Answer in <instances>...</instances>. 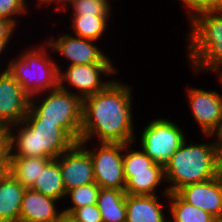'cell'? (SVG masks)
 Masks as SVG:
<instances>
[{
    "label": "cell",
    "instance_id": "1",
    "mask_svg": "<svg viewBox=\"0 0 222 222\" xmlns=\"http://www.w3.org/2000/svg\"><path fill=\"white\" fill-rule=\"evenodd\" d=\"M132 87L113 79L103 90L83 98L79 142L133 143Z\"/></svg>",
    "mask_w": 222,
    "mask_h": 222
},
{
    "label": "cell",
    "instance_id": "2",
    "mask_svg": "<svg viewBox=\"0 0 222 222\" xmlns=\"http://www.w3.org/2000/svg\"><path fill=\"white\" fill-rule=\"evenodd\" d=\"M185 140L164 166L166 183L164 195L194 183L208 181L221 174V160L215 142L187 144Z\"/></svg>",
    "mask_w": 222,
    "mask_h": 222
},
{
    "label": "cell",
    "instance_id": "3",
    "mask_svg": "<svg viewBox=\"0 0 222 222\" xmlns=\"http://www.w3.org/2000/svg\"><path fill=\"white\" fill-rule=\"evenodd\" d=\"M14 127L18 128V131ZM7 133L8 157L57 159L77 143L63 128L59 127V123L42 122V120H23L10 126Z\"/></svg>",
    "mask_w": 222,
    "mask_h": 222
},
{
    "label": "cell",
    "instance_id": "4",
    "mask_svg": "<svg viewBox=\"0 0 222 222\" xmlns=\"http://www.w3.org/2000/svg\"><path fill=\"white\" fill-rule=\"evenodd\" d=\"M190 22L188 61L198 73H222V9L203 12ZM222 75V74H221Z\"/></svg>",
    "mask_w": 222,
    "mask_h": 222
},
{
    "label": "cell",
    "instance_id": "5",
    "mask_svg": "<svg viewBox=\"0 0 222 222\" xmlns=\"http://www.w3.org/2000/svg\"><path fill=\"white\" fill-rule=\"evenodd\" d=\"M29 47L17 58L9 60L7 70L30 97H41L58 87V64L51 60L45 45Z\"/></svg>",
    "mask_w": 222,
    "mask_h": 222
},
{
    "label": "cell",
    "instance_id": "6",
    "mask_svg": "<svg viewBox=\"0 0 222 222\" xmlns=\"http://www.w3.org/2000/svg\"><path fill=\"white\" fill-rule=\"evenodd\" d=\"M43 99L30 97L28 114L24 120H42V122L59 123L76 142L80 141L82 125L83 99L59 86L48 90Z\"/></svg>",
    "mask_w": 222,
    "mask_h": 222
},
{
    "label": "cell",
    "instance_id": "7",
    "mask_svg": "<svg viewBox=\"0 0 222 222\" xmlns=\"http://www.w3.org/2000/svg\"><path fill=\"white\" fill-rule=\"evenodd\" d=\"M131 144H123L124 191L129 195H156L158 186L166 181L164 166L155 163L142 149H130Z\"/></svg>",
    "mask_w": 222,
    "mask_h": 222
},
{
    "label": "cell",
    "instance_id": "8",
    "mask_svg": "<svg viewBox=\"0 0 222 222\" xmlns=\"http://www.w3.org/2000/svg\"><path fill=\"white\" fill-rule=\"evenodd\" d=\"M186 140L185 133L174 121L157 118L141 133V148L155 163L165 166L173 153Z\"/></svg>",
    "mask_w": 222,
    "mask_h": 222
},
{
    "label": "cell",
    "instance_id": "9",
    "mask_svg": "<svg viewBox=\"0 0 222 222\" xmlns=\"http://www.w3.org/2000/svg\"><path fill=\"white\" fill-rule=\"evenodd\" d=\"M79 143L90 154L95 182L102 188L124 190L126 180L123 169V144L99 142L98 148L91 150L86 142Z\"/></svg>",
    "mask_w": 222,
    "mask_h": 222
},
{
    "label": "cell",
    "instance_id": "10",
    "mask_svg": "<svg viewBox=\"0 0 222 222\" xmlns=\"http://www.w3.org/2000/svg\"><path fill=\"white\" fill-rule=\"evenodd\" d=\"M58 71V86L83 99L103 90L112 82V80H101V75H114L118 70L113 64H80L68 66L64 72L62 68H58ZM67 83H69L71 88L75 87L77 92H73L70 88H67Z\"/></svg>",
    "mask_w": 222,
    "mask_h": 222
},
{
    "label": "cell",
    "instance_id": "11",
    "mask_svg": "<svg viewBox=\"0 0 222 222\" xmlns=\"http://www.w3.org/2000/svg\"><path fill=\"white\" fill-rule=\"evenodd\" d=\"M93 40L74 36L71 34H61L60 37L47 42V47L51 51L59 52L63 58L68 60L69 65L80 64H113L102 49L93 44Z\"/></svg>",
    "mask_w": 222,
    "mask_h": 222
},
{
    "label": "cell",
    "instance_id": "12",
    "mask_svg": "<svg viewBox=\"0 0 222 222\" xmlns=\"http://www.w3.org/2000/svg\"><path fill=\"white\" fill-rule=\"evenodd\" d=\"M30 96L7 71L0 73V125L6 130L28 114Z\"/></svg>",
    "mask_w": 222,
    "mask_h": 222
},
{
    "label": "cell",
    "instance_id": "13",
    "mask_svg": "<svg viewBox=\"0 0 222 222\" xmlns=\"http://www.w3.org/2000/svg\"><path fill=\"white\" fill-rule=\"evenodd\" d=\"M222 83V75L219 79ZM192 116L204 135H212L222 121V95L217 91L187 88Z\"/></svg>",
    "mask_w": 222,
    "mask_h": 222
},
{
    "label": "cell",
    "instance_id": "14",
    "mask_svg": "<svg viewBox=\"0 0 222 222\" xmlns=\"http://www.w3.org/2000/svg\"><path fill=\"white\" fill-rule=\"evenodd\" d=\"M59 166L66 192L95 182L92 159L79 142L59 156Z\"/></svg>",
    "mask_w": 222,
    "mask_h": 222
},
{
    "label": "cell",
    "instance_id": "15",
    "mask_svg": "<svg viewBox=\"0 0 222 222\" xmlns=\"http://www.w3.org/2000/svg\"><path fill=\"white\" fill-rule=\"evenodd\" d=\"M176 193L185 202L201 208L213 217L222 216V174L208 181L186 185Z\"/></svg>",
    "mask_w": 222,
    "mask_h": 222
},
{
    "label": "cell",
    "instance_id": "16",
    "mask_svg": "<svg viewBox=\"0 0 222 222\" xmlns=\"http://www.w3.org/2000/svg\"><path fill=\"white\" fill-rule=\"evenodd\" d=\"M58 200L27 188L24 191L19 222H57L63 211L56 207Z\"/></svg>",
    "mask_w": 222,
    "mask_h": 222
},
{
    "label": "cell",
    "instance_id": "17",
    "mask_svg": "<svg viewBox=\"0 0 222 222\" xmlns=\"http://www.w3.org/2000/svg\"><path fill=\"white\" fill-rule=\"evenodd\" d=\"M156 195L126 194V222H169Z\"/></svg>",
    "mask_w": 222,
    "mask_h": 222
},
{
    "label": "cell",
    "instance_id": "18",
    "mask_svg": "<svg viewBox=\"0 0 222 222\" xmlns=\"http://www.w3.org/2000/svg\"><path fill=\"white\" fill-rule=\"evenodd\" d=\"M25 187L9 172L0 178V222H19Z\"/></svg>",
    "mask_w": 222,
    "mask_h": 222
},
{
    "label": "cell",
    "instance_id": "19",
    "mask_svg": "<svg viewBox=\"0 0 222 222\" xmlns=\"http://www.w3.org/2000/svg\"><path fill=\"white\" fill-rule=\"evenodd\" d=\"M97 206L103 222H126V193L124 190L100 187Z\"/></svg>",
    "mask_w": 222,
    "mask_h": 222
},
{
    "label": "cell",
    "instance_id": "20",
    "mask_svg": "<svg viewBox=\"0 0 222 222\" xmlns=\"http://www.w3.org/2000/svg\"><path fill=\"white\" fill-rule=\"evenodd\" d=\"M51 160L42 157H8V171L26 189L32 188L40 172Z\"/></svg>",
    "mask_w": 222,
    "mask_h": 222
},
{
    "label": "cell",
    "instance_id": "21",
    "mask_svg": "<svg viewBox=\"0 0 222 222\" xmlns=\"http://www.w3.org/2000/svg\"><path fill=\"white\" fill-rule=\"evenodd\" d=\"M31 189L58 201L66 197L59 157L52 159L44 167Z\"/></svg>",
    "mask_w": 222,
    "mask_h": 222
},
{
    "label": "cell",
    "instance_id": "22",
    "mask_svg": "<svg viewBox=\"0 0 222 222\" xmlns=\"http://www.w3.org/2000/svg\"><path fill=\"white\" fill-rule=\"evenodd\" d=\"M170 205L169 222H212L214 218L210 213L185 202L176 192L165 196Z\"/></svg>",
    "mask_w": 222,
    "mask_h": 222
},
{
    "label": "cell",
    "instance_id": "23",
    "mask_svg": "<svg viewBox=\"0 0 222 222\" xmlns=\"http://www.w3.org/2000/svg\"><path fill=\"white\" fill-rule=\"evenodd\" d=\"M111 15L73 16L71 28L75 36L98 41L103 36Z\"/></svg>",
    "mask_w": 222,
    "mask_h": 222
},
{
    "label": "cell",
    "instance_id": "24",
    "mask_svg": "<svg viewBox=\"0 0 222 222\" xmlns=\"http://www.w3.org/2000/svg\"><path fill=\"white\" fill-rule=\"evenodd\" d=\"M100 186L94 182L73 188L66 192V196L71 200V207L63 209V213L70 215L76 208L97 204ZM73 205V206H72Z\"/></svg>",
    "mask_w": 222,
    "mask_h": 222
},
{
    "label": "cell",
    "instance_id": "25",
    "mask_svg": "<svg viewBox=\"0 0 222 222\" xmlns=\"http://www.w3.org/2000/svg\"><path fill=\"white\" fill-rule=\"evenodd\" d=\"M72 16L110 15L111 4L107 0H72Z\"/></svg>",
    "mask_w": 222,
    "mask_h": 222
},
{
    "label": "cell",
    "instance_id": "26",
    "mask_svg": "<svg viewBox=\"0 0 222 222\" xmlns=\"http://www.w3.org/2000/svg\"><path fill=\"white\" fill-rule=\"evenodd\" d=\"M26 0H0V17L17 25V16L24 14L28 10ZM17 15V16H15Z\"/></svg>",
    "mask_w": 222,
    "mask_h": 222
},
{
    "label": "cell",
    "instance_id": "27",
    "mask_svg": "<svg viewBox=\"0 0 222 222\" xmlns=\"http://www.w3.org/2000/svg\"><path fill=\"white\" fill-rule=\"evenodd\" d=\"M186 6L188 17L191 21L196 15L203 12L222 9V0H180Z\"/></svg>",
    "mask_w": 222,
    "mask_h": 222
},
{
    "label": "cell",
    "instance_id": "28",
    "mask_svg": "<svg viewBox=\"0 0 222 222\" xmlns=\"http://www.w3.org/2000/svg\"><path fill=\"white\" fill-rule=\"evenodd\" d=\"M70 216L77 222H103L97 204L76 208Z\"/></svg>",
    "mask_w": 222,
    "mask_h": 222
},
{
    "label": "cell",
    "instance_id": "29",
    "mask_svg": "<svg viewBox=\"0 0 222 222\" xmlns=\"http://www.w3.org/2000/svg\"><path fill=\"white\" fill-rule=\"evenodd\" d=\"M15 28L12 22L0 17V40H11Z\"/></svg>",
    "mask_w": 222,
    "mask_h": 222
},
{
    "label": "cell",
    "instance_id": "30",
    "mask_svg": "<svg viewBox=\"0 0 222 222\" xmlns=\"http://www.w3.org/2000/svg\"><path fill=\"white\" fill-rule=\"evenodd\" d=\"M8 140H0V172L8 171Z\"/></svg>",
    "mask_w": 222,
    "mask_h": 222
},
{
    "label": "cell",
    "instance_id": "31",
    "mask_svg": "<svg viewBox=\"0 0 222 222\" xmlns=\"http://www.w3.org/2000/svg\"><path fill=\"white\" fill-rule=\"evenodd\" d=\"M207 137L215 136V145L218 150L219 157H222V121L219 124V127L212 133V135H204Z\"/></svg>",
    "mask_w": 222,
    "mask_h": 222
},
{
    "label": "cell",
    "instance_id": "32",
    "mask_svg": "<svg viewBox=\"0 0 222 222\" xmlns=\"http://www.w3.org/2000/svg\"><path fill=\"white\" fill-rule=\"evenodd\" d=\"M38 1V4L39 5H41V6H43V5H47V6H49V4L51 5V4H53V3H57V2H59V3H61V4H63L60 8L61 9H63L64 11H67L66 9V7H67V3H68V5H69V3L72 1V0H37ZM47 3V4H46ZM66 3V4H65ZM64 6V7H63Z\"/></svg>",
    "mask_w": 222,
    "mask_h": 222
},
{
    "label": "cell",
    "instance_id": "33",
    "mask_svg": "<svg viewBox=\"0 0 222 222\" xmlns=\"http://www.w3.org/2000/svg\"><path fill=\"white\" fill-rule=\"evenodd\" d=\"M57 222H77L72 216L63 213Z\"/></svg>",
    "mask_w": 222,
    "mask_h": 222
},
{
    "label": "cell",
    "instance_id": "34",
    "mask_svg": "<svg viewBox=\"0 0 222 222\" xmlns=\"http://www.w3.org/2000/svg\"><path fill=\"white\" fill-rule=\"evenodd\" d=\"M0 140H8V133L5 128L0 125Z\"/></svg>",
    "mask_w": 222,
    "mask_h": 222
},
{
    "label": "cell",
    "instance_id": "35",
    "mask_svg": "<svg viewBox=\"0 0 222 222\" xmlns=\"http://www.w3.org/2000/svg\"><path fill=\"white\" fill-rule=\"evenodd\" d=\"M9 42L10 40H0V55L6 49V46H8Z\"/></svg>",
    "mask_w": 222,
    "mask_h": 222
},
{
    "label": "cell",
    "instance_id": "36",
    "mask_svg": "<svg viewBox=\"0 0 222 222\" xmlns=\"http://www.w3.org/2000/svg\"><path fill=\"white\" fill-rule=\"evenodd\" d=\"M212 222H222V216L214 217V218L212 219Z\"/></svg>",
    "mask_w": 222,
    "mask_h": 222
},
{
    "label": "cell",
    "instance_id": "37",
    "mask_svg": "<svg viewBox=\"0 0 222 222\" xmlns=\"http://www.w3.org/2000/svg\"><path fill=\"white\" fill-rule=\"evenodd\" d=\"M221 160V174H222V157H220Z\"/></svg>",
    "mask_w": 222,
    "mask_h": 222
},
{
    "label": "cell",
    "instance_id": "38",
    "mask_svg": "<svg viewBox=\"0 0 222 222\" xmlns=\"http://www.w3.org/2000/svg\"><path fill=\"white\" fill-rule=\"evenodd\" d=\"M4 173H6V172H0V178H1V176H2Z\"/></svg>",
    "mask_w": 222,
    "mask_h": 222
}]
</instances>
